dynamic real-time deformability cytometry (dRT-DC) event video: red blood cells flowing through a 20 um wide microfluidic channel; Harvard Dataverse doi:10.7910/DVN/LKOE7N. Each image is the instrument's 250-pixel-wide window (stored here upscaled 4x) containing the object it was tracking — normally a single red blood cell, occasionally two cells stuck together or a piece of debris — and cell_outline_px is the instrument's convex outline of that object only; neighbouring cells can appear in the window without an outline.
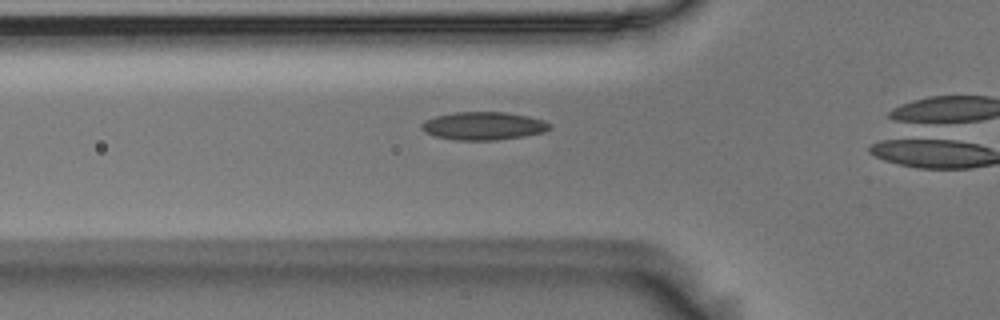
{"species": "Egyptian fruit bat (a non-hibernating species)", "species_latin": "Rousettus aegyptiacus", "temperature_condition": "room temperature", "stored_images_in_passage": 41, "camera_frame_rate_fps": 3000, "um_per_image_px": 0.085, "animal": {"sex": "male"}, "frame": {"image": 1, "passage_image": 10, "time_ms": 3.0, "image_size_px": [1000, 320], "cell_outline_px": [[552, 128], [544, 132], [524, 136], [496, 140], [456, 140], [436, 136], [424, 132], [420, 128], [420, 124], [424, 120], [436, 116], [456, 112], [504, 112], [528, 116], [544, 120], [552, 124]], "centroid_in_image_um": [41.1, 10.7], "position_along_channel_um": 84.7, "area_um2": 21.04}}
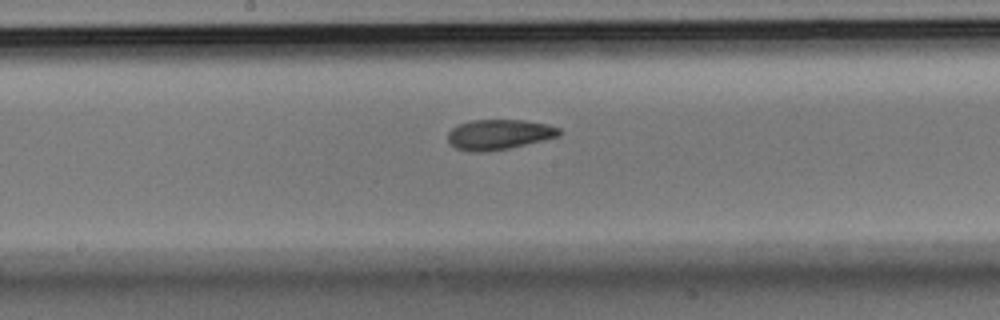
{"frame": {"image": 2, "passage_image": 20, "time_ms": 6.333, "image_size_px": [1000, 320], "cell_outline_px": [[560, 136], [544, 140], [508, 148], [488, 152], [468, 152], [456, 148], [448, 144], [448, 132], [456, 124], [472, 120], [524, 120], [548, 124], [560, 128]], "centroid_in_image_um": [42.38, 11.43], "position_along_channel_um": 205.8, "area_um2": 19.83}}
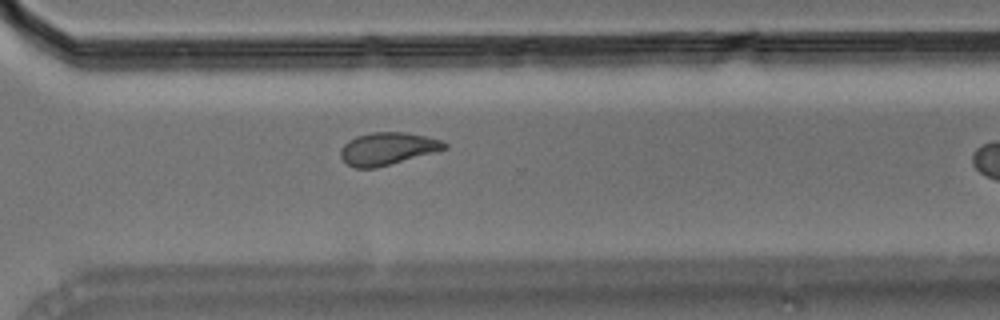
{"frame": {"image": 3, "passage_image": 31, "time_ms": 10.0, "image_size_px": [1000, 320], "cell_outline_px": [[448, 148], [376, 168], [356, 168], [348, 164], [340, 156], [340, 152], [344, 144], [348, 140], [356, 136], [372, 132], [404, 132], [444, 140], [448, 144]], "centroid_in_image_um": [32.95, 12.63], "position_along_channel_um": 337.7, "area_um2": 19.54}, "authors_computed_cell_mechanics": {"area_um2": 20.1722, "velocity_mm_per_s": 3.6091, "shape_relaxation_time_tau1_ms": 9.1308, "shape_relaxation_time_tau2_ms": 4.0462, "deformation_change_tau1": 0.178, "deformation_change_tau2": 0.0908}}